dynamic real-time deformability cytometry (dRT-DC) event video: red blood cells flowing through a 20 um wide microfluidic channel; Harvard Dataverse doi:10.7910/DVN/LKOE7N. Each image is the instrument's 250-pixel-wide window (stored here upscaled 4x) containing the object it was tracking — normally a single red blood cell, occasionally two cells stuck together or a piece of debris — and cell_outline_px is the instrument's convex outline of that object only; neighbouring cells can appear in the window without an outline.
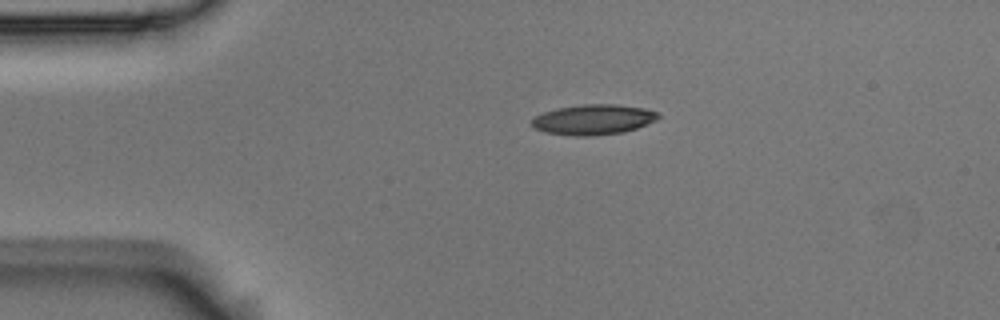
{"species": "Egyptian fruit bat (a non-hibernating species)", "species_latin": "Rousettus aegyptiacus", "temperature_condition": "room temperature", "stored_images_in_passage": 2, "camera_frame_rate_fps": 3000, "um_per_image_px": 0.085, "animal": {"sex": "male"}, "frame": {"image": 1, "passage_image": 1, "time_ms": 0.0, "image_size_px": [1000, 320], "cell_outline_px": [[660, 116], [656, 120], [636, 128], [624, 132], [588, 136], [576, 136], [544, 132], [536, 128], [532, 124], [532, 120], [536, 116], [544, 112], [556, 108], [580, 104], [616, 104], [644, 108], [660, 112]], "centroid_in_image_um": [50.46, 10.15], "position_along_channel_um": 34.5, "area_um2": 22.25}}